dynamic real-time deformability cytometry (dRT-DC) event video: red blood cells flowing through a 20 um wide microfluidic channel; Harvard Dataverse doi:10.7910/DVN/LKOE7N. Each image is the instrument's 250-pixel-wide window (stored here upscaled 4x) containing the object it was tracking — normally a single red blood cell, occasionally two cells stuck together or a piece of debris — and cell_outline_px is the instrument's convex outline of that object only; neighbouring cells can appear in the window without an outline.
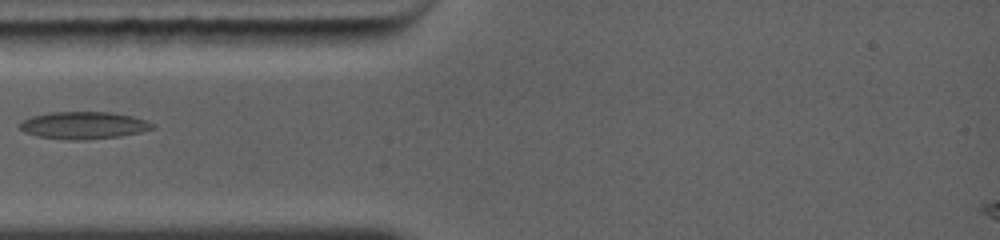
{"species": "common noctule bat (a hibernating species)", "species_latin": "Nyctalus noctula", "temperature_condition": "warm", "stored_images_in_passage": 8, "camera_frame_rate_fps": 5000, "um_per_image_px": 0.085, "animal": {"sex": "female", "body_mass_g": 19.0, "forearm_length_mm": 56.7}, "frame": {"image": 1, "passage_image": 3, "time_ms": 1.6, "image_size_px": [1000, 240], "cell_outline_px": [[156, 128], [140, 132], [120, 136], [84, 140], [68, 140], [36, 136], [24, 132], [16, 124], [20, 120], [32, 116], [52, 112], [112, 112], [132, 116], [156, 124]], "centroid_in_image_um": [7.08, 10.65], "position_along_channel_um": 77.9, "area_um2": 21.33}}
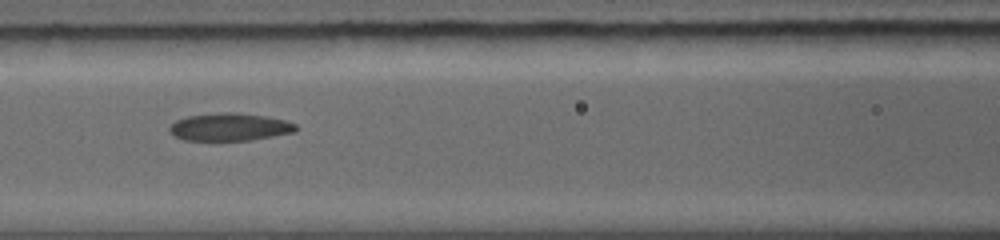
{"frame": {"image": 2, "passage_image": 5, "time_ms": 3.2, "image_size_px": [1000, 240], "cell_outline_px": [[300, 128], [296, 132], [252, 140], [184, 140], [168, 132], [168, 128], [176, 120], [188, 116], [224, 112], [236, 112], [264, 116], [284, 120], [296, 124]], "centroid_in_image_um": [19.55, 10.8], "position_along_channel_um": 147.0, "area_um2": 20.4}}
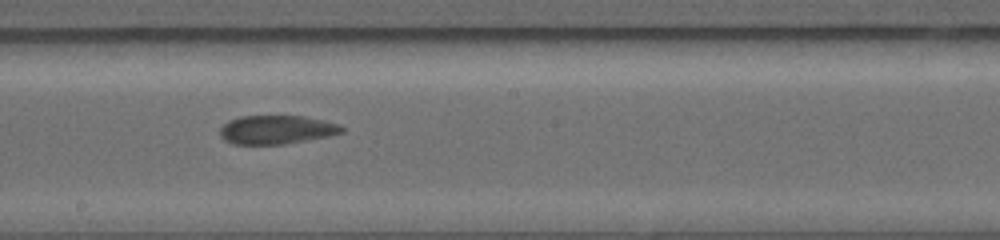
{"frame": {"image": 3, "passage_image": 7, "time_ms": 5.0, "image_size_px": [1000, 240], "cell_outline_px": [[344, 132], [328, 136], [284, 144], [232, 144], [224, 140], [220, 136], [220, 128], [228, 120], [240, 116], [304, 116], [324, 120], [340, 124], [344, 128]], "centroid_in_image_um": [23.5, 11.02], "position_along_channel_um": 224.7, "area_um2": 20.46}}